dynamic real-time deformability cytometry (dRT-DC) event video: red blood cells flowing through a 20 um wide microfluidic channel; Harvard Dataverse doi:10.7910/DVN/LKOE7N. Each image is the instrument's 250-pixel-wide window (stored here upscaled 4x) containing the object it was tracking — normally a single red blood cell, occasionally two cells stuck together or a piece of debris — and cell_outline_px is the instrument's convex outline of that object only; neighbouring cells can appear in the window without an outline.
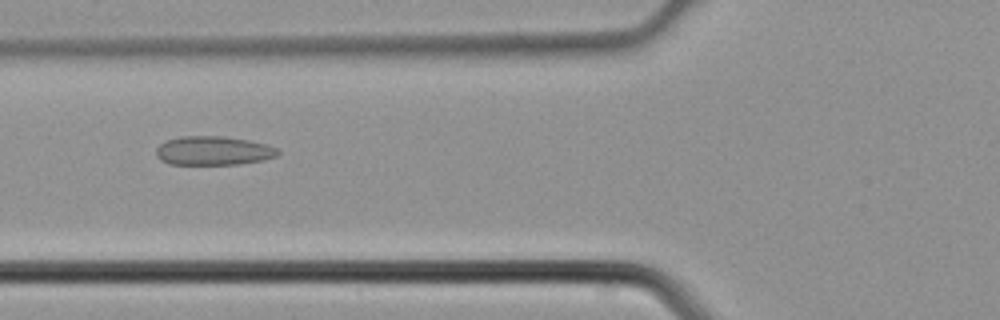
{"species": "common noctule bat (a hibernating species)", "species_latin": "Nyctalus noctula", "temperature_condition": "cold", "stored_images_in_passage": 7, "camera_frame_rate_fps": 3000, "um_per_image_px": 0.085, "animal": {"sex": "male", "body_mass_g": 21.5, "forearm_length_mm": 52.0}, "frame": {"image": 1, "passage_image": 6, "time_ms": 1.667, "image_size_px": [1000, 320], "cell_outline_px": [[280, 152], [276, 156], [264, 160], [240, 164], [168, 164], [160, 160], [156, 156], [156, 148], [164, 140], [180, 136], [224, 136], [248, 140], [264, 144], [276, 148]], "centroid_in_image_um": [18.09, 12.81], "position_along_channel_um": 107.7, "area_um2": 20.63}}
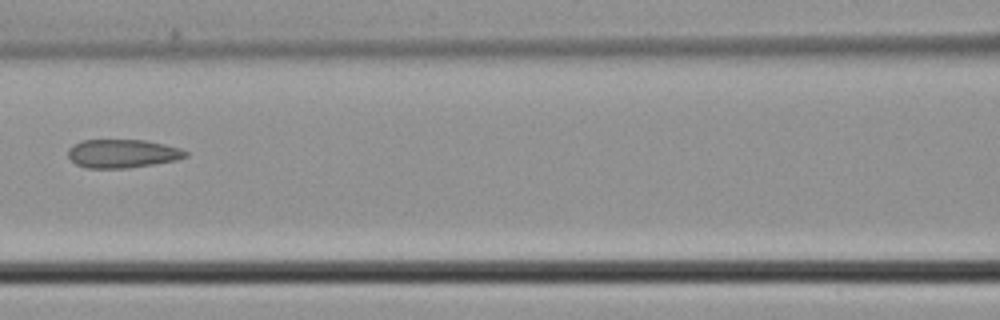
{"frame": {"image": 2, "passage_image": 7, "time_ms": 2.0, "image_size_px": [1000, 320], "cell_outline_px": [[188, 156], [176, 160], [128, 168], [88, 168], [76, 164], [68, 156], [68, 148], [84, 140], [144, 140], [164, 144], [180, 148], [188, 152]], "centroid_in_image_um": [10.42, 13.05], "position_along_channel_um": 156.2, "area_um2": 19.36}}